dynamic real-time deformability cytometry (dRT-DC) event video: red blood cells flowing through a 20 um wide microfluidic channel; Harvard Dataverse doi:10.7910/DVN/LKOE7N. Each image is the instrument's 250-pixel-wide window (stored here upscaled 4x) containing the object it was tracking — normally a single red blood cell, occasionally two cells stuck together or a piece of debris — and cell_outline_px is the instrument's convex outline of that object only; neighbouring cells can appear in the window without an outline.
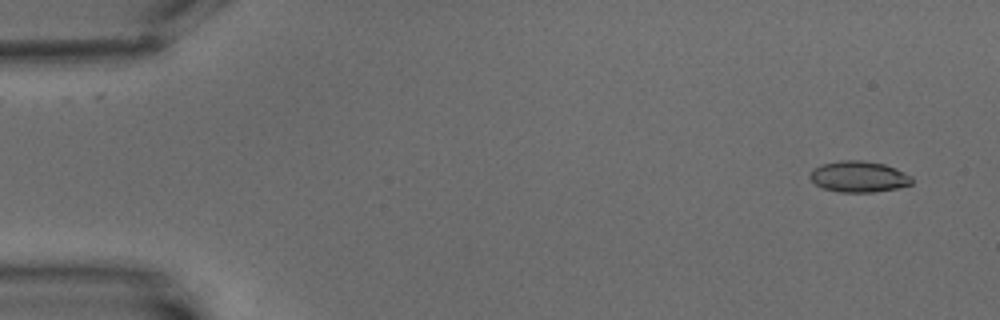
{"species": "common noctule bat (a hibernating species)", "species_latin": "Nyctalus noctula", "temperature_condition": "warm", "stored_images_in_passage": 6, "camera_frame_rate_fps": 3000, "um_per_image_px": 0.085, "animal": {"sex": "male", "body_mass_g": 15.6}, "frame": {"image": 1, "passage_image": 2, "time_ms": 1.0, "image_size_px": [1000, 320], "cell_outline_px": [[912, 184], [896, 188], [872, 192], [840, 192], [824, 188], [816, 184], [808, 176], [812, 168], [820, 164], [840, 160], [864, 160], [884, 164], [896, 168], [912, 176]], "centroid_in_image_um": [72.98, 15.0], "position_along_channel_um": 12.0, "area_um2": 18.55}}
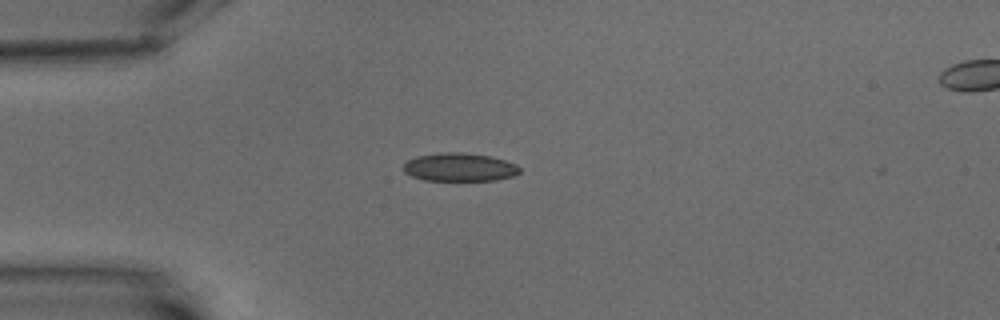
{"frame": {"image": 2, "passage_image": 5, "time_ms": 5.333, "image_size_px": [1000, 320], "cell_outline_px": [[520, 172], [512, 176], [496, 180], [424, 180], [412, 176], [404, 172], [404, 164], [408, 160], [416, 156], [444, 152], [460, 152], [488, 156], [504, 160], [516, 164], [520, 168]], "centroid_in_image_um": [39.05, 14.21], "position_along_channel_um": 46.0, "area_um2": 18.96}}